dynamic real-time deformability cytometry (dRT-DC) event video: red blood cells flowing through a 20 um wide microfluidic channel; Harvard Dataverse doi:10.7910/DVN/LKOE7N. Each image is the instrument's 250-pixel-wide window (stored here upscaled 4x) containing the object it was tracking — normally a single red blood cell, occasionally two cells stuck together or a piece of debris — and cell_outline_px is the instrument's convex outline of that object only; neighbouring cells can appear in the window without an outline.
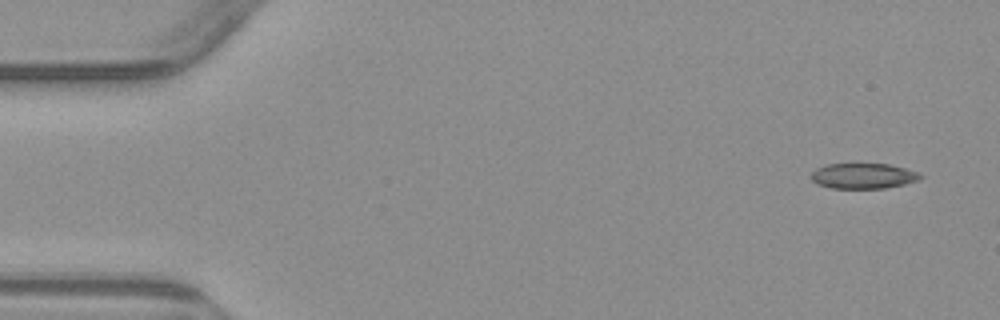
{"species": "common noctule bat (a hibernating species)", "species_latin": "Nyctalus noctula", "temperature_condition": "warm", "stored_images_in_passage": 4, "camera_frame_rate_fps": 3000, "um_per_image_px": 0.085, "animal": {"sex": "male", "body_mass_g": 23.1, "forearm_length_mm": 52.7}, "frame": {"image": 1, "passage_image": 1, "time_ms": 0.0, "image_size_px": [1000, 320], "cell_outline_px": [[924, 176], [920, 180], [904, 184], [884, 188], [832, 188], [816, 184], [812, 180], [812, 172], [816, 168], [828, 164], [856, 160], [888, 164], [920, 172]], "centroid_in_image_um": [73.38, 14.9], "position_along_channel_um": 11.6, "area_um2": 17.05}}